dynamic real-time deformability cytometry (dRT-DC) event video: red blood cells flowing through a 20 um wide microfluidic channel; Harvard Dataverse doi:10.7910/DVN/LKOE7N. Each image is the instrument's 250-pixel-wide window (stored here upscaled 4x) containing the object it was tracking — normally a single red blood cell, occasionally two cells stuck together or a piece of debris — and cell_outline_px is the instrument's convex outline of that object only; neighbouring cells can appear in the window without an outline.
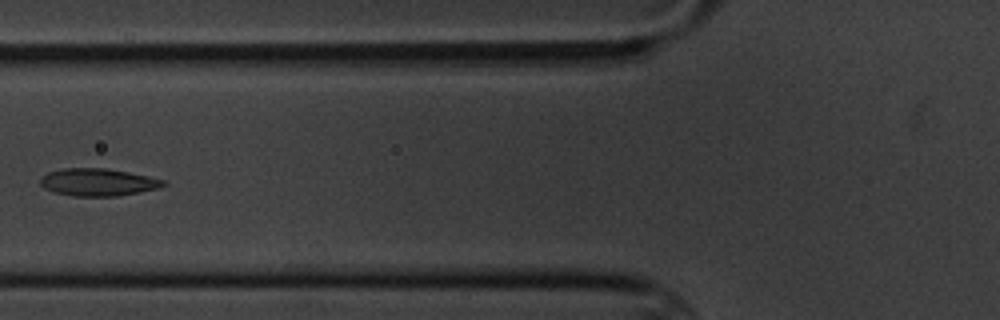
{"species": "common noctule bat (a hibernating species)", "species_latin": "Nyctalus noctula", "temperature_condition": "cold", "stored_images_in_passage": 13, "camera_frame_rate_fps": 3000, "um_per_image_px": 0.085, "animal": {"sex": "male", "body_mass_g": 20.1, "forearm_length_mm": 53.5}, "frame": {"image": 1, "passage_image": 4, "time_ms": 4.667, "image_size_px": [1000, 320], "cell_outline_px": [[168, 184], [160, 188], [116, 196], [72, 196], [52, 192], [44, 188], [40, 184], [40, 176], [48, 172], [64, 168], [104, 168], [128, 172], [168, 180]], "centroid_in_image_um": [8.33, 15.49], "position_along_channel_um": 117.5, "area_um2": 19.88}}
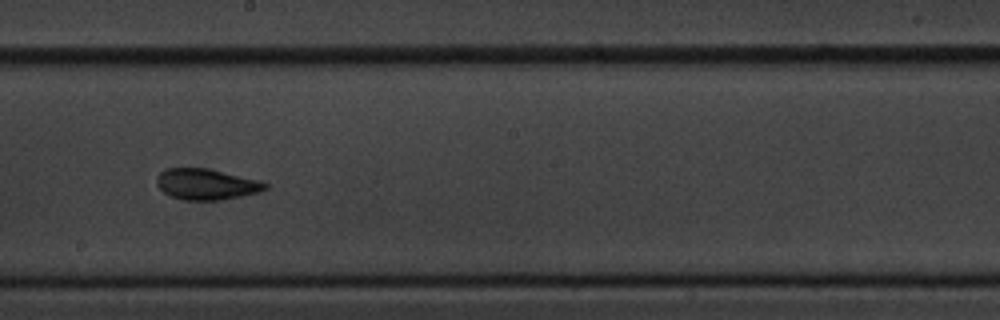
{"frame": {"image": 2, "passage_image": 7, "time_ms": 8.0, "image_size_px": [1000, 320], "cell_outline_px": [[268, 188], [260, 192], [220, 200], [184, 200], [172, 196], [164, 192], [156, 184], [156, 176], [164, 168], [208, 168], [260, 180], [268, 184]], "centroid_in_image_um": [17.54, 15.65], "position_along_channel_um": 230.7, "area_um2": 19.65}}
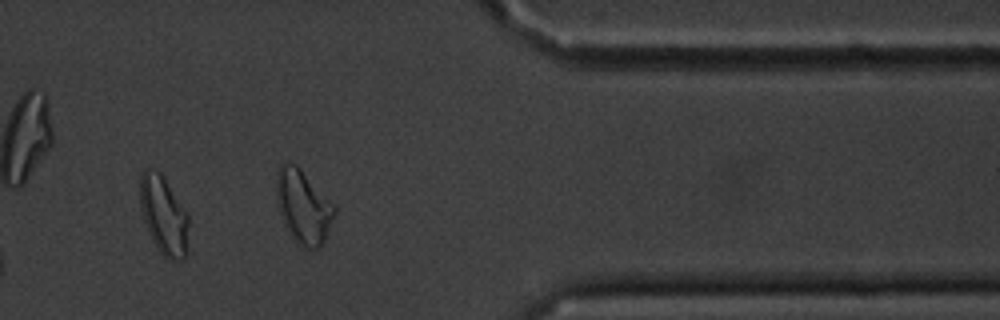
{"frame": {"image": 3, "passage_image": 11, "time_ms": 13.0, "image_size_px": [1000, 320], "cell_outline_px": [[188, 252], [184, 260], [168, 260], [160, 252], [152, 240], [144, 220], [140, 204], [140, 176], [148, 168], [152, 168], [160, 172], [188, 216]], "centroid_in_image_um": [13.93, 18.36], "position_along_channel_um": 397.5, "area_um2": 22.02}, "authors_computed_cell_mechanics": {"area_um2": 19.8832, "velocity_mm_per_s": 3.3959, "shape_relaxation_time_tau1_ms": 6.6133, "shape_relaxation_time_tau2_ms": 3.2635, "deformation_change_tau1": 0.1326, "deformation_change_tau2": 0.0513}}